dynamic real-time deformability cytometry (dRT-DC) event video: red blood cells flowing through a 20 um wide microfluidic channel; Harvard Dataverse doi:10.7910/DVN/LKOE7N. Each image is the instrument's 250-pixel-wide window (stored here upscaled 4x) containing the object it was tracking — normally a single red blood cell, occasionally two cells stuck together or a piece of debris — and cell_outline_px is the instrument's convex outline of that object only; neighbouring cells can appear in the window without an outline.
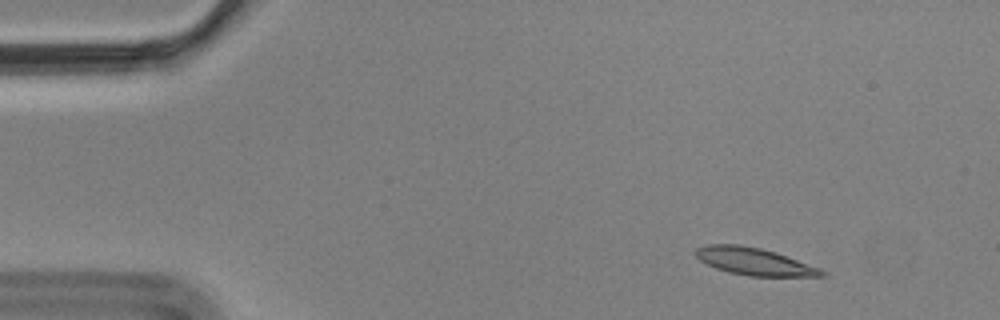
{"species": "Egyptian fruit bat (a non-hibernating species)", "species_latin": "Rousettus aegyptiacus", "temperature_condition": "cold", "stored_images_in_passage": 4, "camera_frame_rate_fps": 3000, "um_per_image_px": 0.085, "animal": {"sex": "male"}, "frame": {"image": 1, "passage_image": 1, "time_ms": 0.0, "image_size_px": [1000, 320], "cell_outline_px": [[828, 276], [748, 276], [728, 272], [716, 268], [700, 260], [692, 252], [696, 248], [708, 244], [740, 244], [760, 248], [776, 252], [820, 268], [828, 272]], "centroid_in_image_um": [64.11, 22.22], "position_along_channel_um": 20.9, "area_um2": 20.17}}